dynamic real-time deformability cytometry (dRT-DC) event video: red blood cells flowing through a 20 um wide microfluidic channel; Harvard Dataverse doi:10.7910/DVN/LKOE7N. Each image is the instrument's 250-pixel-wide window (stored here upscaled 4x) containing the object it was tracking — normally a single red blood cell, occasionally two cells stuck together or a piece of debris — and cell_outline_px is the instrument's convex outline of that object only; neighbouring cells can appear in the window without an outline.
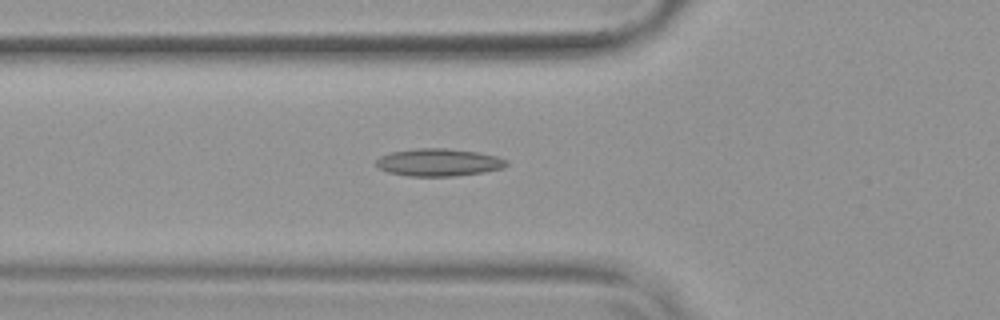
{"species": "common noctule bat (a hibernating species)", "species_latin": "Nyctalus noctula", "temperature_condition": "warm", "stored_images_in_passage": 48, "camera_frame_rate_fps": 3000, "um_per_image_px": 0.085, "animal": {"sex": "female", "body_mass_g": 19.9}, "frame": {"image": 1, "passage_image": 14, "time_ms": 4.333, "image_size_px": [1000, 320], "cell_outline_px": [[508, 164], [504, 168], [484, 172], [456, 176], [408, 176], [388, 172], [380, 168], [376, 164], [376, 160], [380, 156], [392, 152], [416, 148], [448, 148], [476, 152], [496, 156], [508, 160]], "centroid_in_image_um": [37.31, 13.8], "position_along_channel_um": 88.5, "area_um2": 20.92}, "authors_computed_cell_mechanics": {"area_um2": 19.2185, "velocity_mm_per_s": 3.8258, "shape_relaxation_time_tau1_ms": null, "shape_relaxation_time_tau2_ms": 4.4031, "deformation_change_tau1": null, "deformation_change_tau2": 0.1423}}